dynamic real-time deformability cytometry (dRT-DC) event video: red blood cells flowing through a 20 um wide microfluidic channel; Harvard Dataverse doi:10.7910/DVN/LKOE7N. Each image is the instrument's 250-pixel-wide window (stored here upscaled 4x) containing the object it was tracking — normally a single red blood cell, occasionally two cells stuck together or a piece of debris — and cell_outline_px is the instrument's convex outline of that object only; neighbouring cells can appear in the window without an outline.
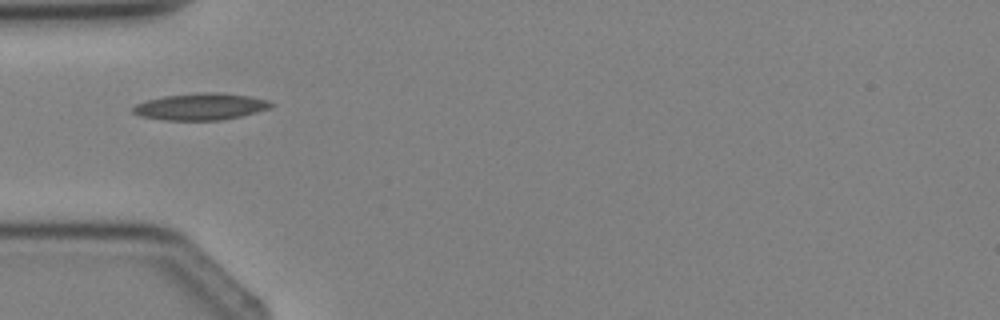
{"species": "Egyptian fruit bat (a non-hibernating species)", "species_latin": "Rousettus aegyptiacus", "temperature_condition": "cold", "stored_images_in_passage": 1, "camera_frame_rate_fps": 3000, "um_per_image_px": 0.085, "animal": {"sex": "female"}, "frame": {"image": 1, "passage_image": 1, "time_ms": 0.0, "image_size_px": [1000, 320], "cell_outline_px": [[276, 104], [268, 108], [256, 112], [224, 120], [164, 120], [140, 116], [132, 112], [132, 108], [136, 104], [148, 100], [164, 96], [196, 92], [216, 92], [248, 96], [268, 100]], "centroid_in_image_um": [17.05, 9.06], "position_along_channel_um": 68.0, "area_um2": 21.5}}